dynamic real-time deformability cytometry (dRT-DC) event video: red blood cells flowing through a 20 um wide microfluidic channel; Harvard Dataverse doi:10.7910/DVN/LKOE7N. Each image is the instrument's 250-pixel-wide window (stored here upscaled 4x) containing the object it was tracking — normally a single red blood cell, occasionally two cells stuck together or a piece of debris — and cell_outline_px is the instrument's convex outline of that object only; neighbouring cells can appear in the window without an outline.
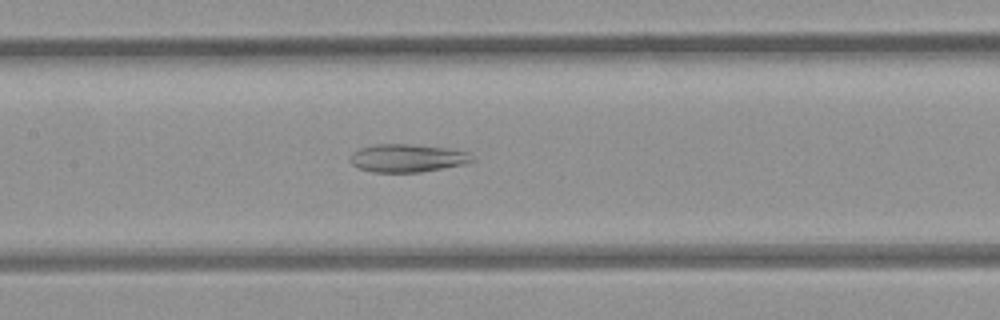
{"species": "common noctule bat (a hibernating species)", "species_latin": "Nyctalus noctula", "temperature_condition": "room temperature", "stored_images_in_passage": 48, "camera_frame_rate_fps": 3000, "um_per_image_px": 0.085, "animal": {"sex": "female", "body_mass_g": 21.9}, "frame": {"image": 1, "passage_image": 24, "time_ms": 7.667, "image_size_px": [1000, 320], "cell_outline_px": [[476, 160], [464, 164], [420, 172], [372, 172], [360, 168], [352, 164], [348, 160], [352, 152], [360, 148], [376, 144], [416, 144], [448, 148], [468, 152]], "centroid_in_image_um": [34.62, 13.43], "position_along_channel_um": 172.8, "area_um2": 20.0}}
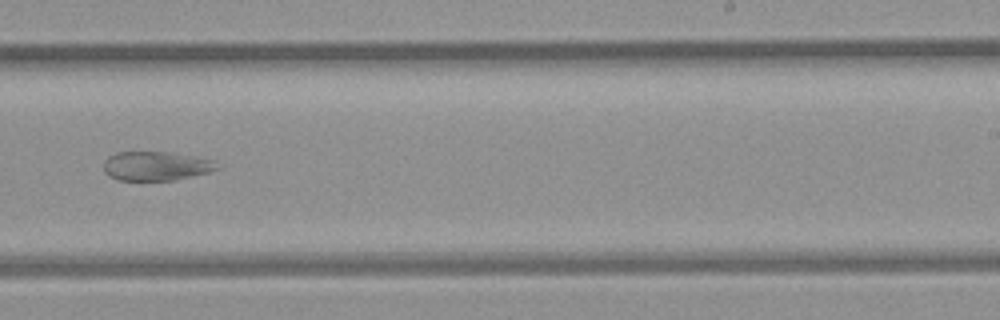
{"frame": {"image": 2, "passage_image": 32, "time_ms": 10.333, "image_size_px": [1000, 320], "cell_outline_px": [[220, 168], [208, 172], [176, 180], [116, 180], [108, 176], [104, 172], [104, 160], [108, 156], [116, 152], [168, 152], [216, 160]], "centroid_in_image_um": [13.25, 14.11], "position_along_channel_um": 275.8, "area_um2": 19.36}}
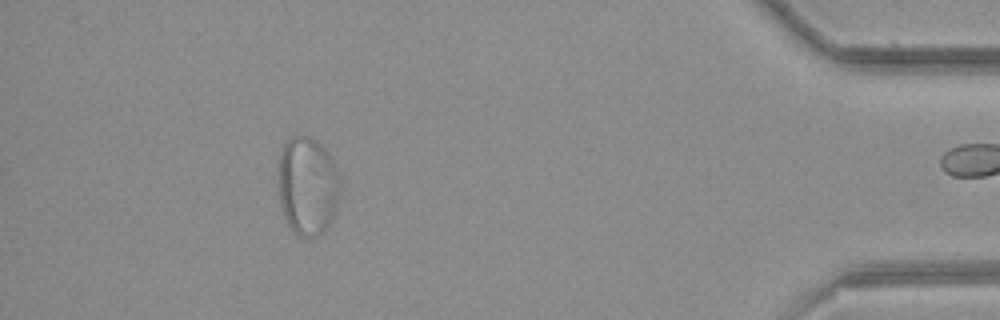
{"frame": {"image": 3, "passage_image": 47, "time_ms": 15.333, "image_size_px": [1000, 320], "cell_outline_px": [[340, 192], [336, 208], [328, 224], [316, 236], [300, 236], [292, 232], [284, 216], [280, 204], [280, 152], [284, 144], [292, 136], [308, 136], [316, 140], [328, 152], [336, 168], [340, 180]], "centroid_in_image_um": [26.15, 15.79], "position_along_channel_um": 409.1, "area_um2": 35.03}, "authors_computed_cell_mechanics": {"area_um2": 28.0619, "velocity_mm_per_s": 3.8793, "shape_relaxation_time_tau1_ms": null, "shape_relaxation_time_tau2_ms": 1.0151, "deformation_change_tau1": null, "deformation_change_tau2": 0.0497}}